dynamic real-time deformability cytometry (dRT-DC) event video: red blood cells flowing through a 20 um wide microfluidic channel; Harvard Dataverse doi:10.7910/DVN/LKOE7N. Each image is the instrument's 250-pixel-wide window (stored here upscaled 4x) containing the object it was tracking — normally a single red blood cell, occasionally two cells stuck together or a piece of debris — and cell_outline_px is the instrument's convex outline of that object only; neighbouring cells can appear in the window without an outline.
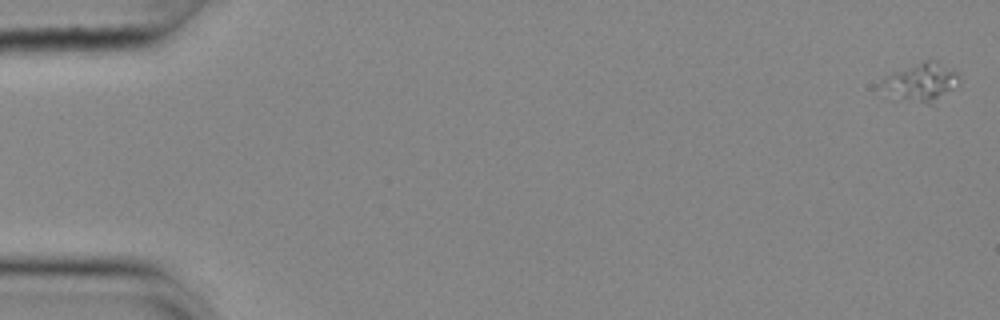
{"species": "common noctule bat (a hibernating species)", "species_latin": "Nyctalus noctula", "temperature_condition": "cold", "stored_images_in_passage": 13, "camera_frame_rate_fps": 3000, "um_per_image_px": 0.085, "animal": {"sex": "female", "body_mass_g": 25.1}, "frame": {"image": 1, "passage_image": 2, "time_ms": 0.333, "image_size_px": [1000, 320], "cell_outline_px": [[956, 76], [952, 88], [928, 104], [896, 100], [884, 80], [888, 76], [924, 60], [936, 60], [952, 72]], "centroid_in_image_um": [78.29, 6.99], "position_along_channel_um": 6.7, "area_um2": 15.49}}